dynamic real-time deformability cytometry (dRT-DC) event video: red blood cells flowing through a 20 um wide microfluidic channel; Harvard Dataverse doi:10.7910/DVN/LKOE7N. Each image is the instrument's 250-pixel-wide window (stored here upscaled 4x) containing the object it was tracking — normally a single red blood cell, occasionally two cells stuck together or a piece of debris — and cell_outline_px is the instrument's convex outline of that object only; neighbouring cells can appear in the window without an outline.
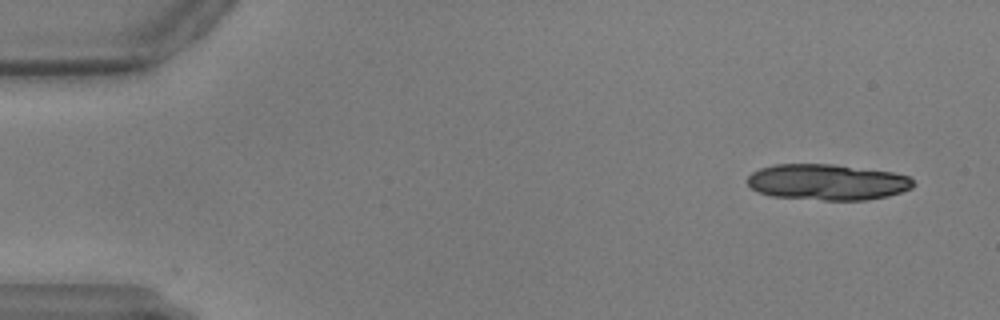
{"species": "common noctule bat (a hibernating species)", "species_latin": "Nyctalus noctula", "temperature_condition": "warm", "stored_images_in_passage": 3, "camera_frame_rate_fps": 3000, "um_per_image_px": 0.085, "animal": {"sex": "male", "body_mass_g": 17.9, "forearm_length_mm": 54.2}, "frame": {"image": 1, "passage_image": 1, "time_ms": 0.0, "image_size_px": [1000, 320], "cell_outline_px": [[916, 184], [912, 188], [888, 196], [868, 200], [824, 200], [772, 196], [760, 192], [752, 188], [748, 184], [748, 176], [752, 172], [760, 168], [772, 164], [832, 164], [892, 172], [908, 176]], "centroid_in_image_um": [70.33, 15.47], "position_along_channel_um": 14.7, "area_um2": 34.74}}